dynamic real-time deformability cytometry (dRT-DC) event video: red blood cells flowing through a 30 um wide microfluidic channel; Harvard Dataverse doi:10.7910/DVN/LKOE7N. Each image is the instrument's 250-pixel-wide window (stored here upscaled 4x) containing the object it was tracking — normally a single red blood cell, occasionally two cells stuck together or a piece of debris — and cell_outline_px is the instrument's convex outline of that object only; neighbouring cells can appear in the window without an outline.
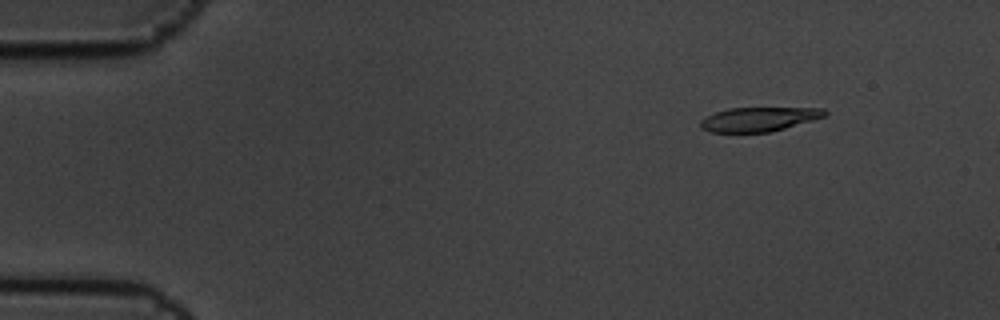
{"species": "common noctule bat (a hibernating species)", "species_latin": "Nyctalus noctula", "temperature_condition": "cold", "stored_images_in_passage": 4, "camera_frame_rate_fps": 3000, "um_per_image_px": 0.085, "animal": {"sex": "male", "body_mass_g": 19.5, "forearm_length_mm": 54.6}, "frame": {"image": 1, "passage_image": 2, "time_ms": 0.333, "image_size_px": [1000, 320], "cell_outline_px": [[828, 116], [784, 128], [768, 132], [708, 132], [700, 128], [700, 120], [716, 112], [728, 108], [824, 108], [828, 112]], "centroid_in_image_um": [64.52, 10.13], "position_along_channel_um": 20.5, "area_um2": 17.51}}